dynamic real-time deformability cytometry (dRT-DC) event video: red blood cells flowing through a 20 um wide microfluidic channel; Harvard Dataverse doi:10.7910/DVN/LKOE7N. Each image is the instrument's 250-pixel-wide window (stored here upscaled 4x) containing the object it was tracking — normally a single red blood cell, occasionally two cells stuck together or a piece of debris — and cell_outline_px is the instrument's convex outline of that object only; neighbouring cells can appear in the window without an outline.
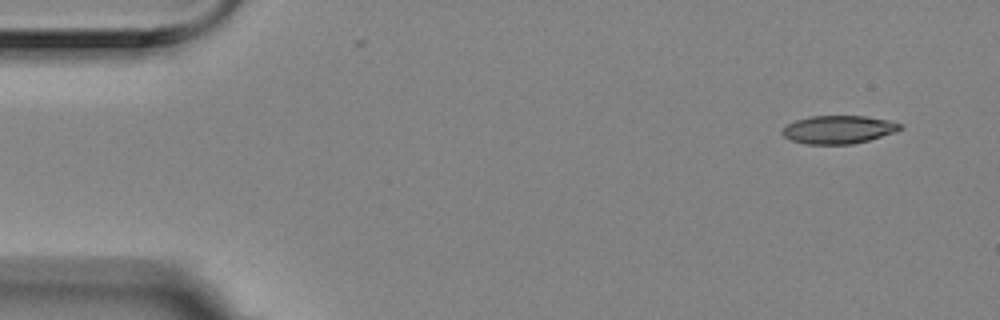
{"species": "Egyptian fruit bat (a non-hibernating species)", "species_latin": "Rousettus aegyptiacus", "temperature_condition": "room temperature", "stored_images_in_passage": 5, "camera_frame_rate_fps": 3000, "um_per_image_px": 0.085, "animal": {"sex": "female"}, "frame": {"image": 1, "passage_image": 1, "time_ms": 0.0, "image_size_px": [1000, 320], "cell_outline_px": [[904, 128], [896, 132], [868, 140], [852, 144], [804, 144], [792, 140], [784, 136], [780, 132], [788, 124], [796, 120], [808, 116], [864, 116], [888, 120], [904, 124]], "centroid_in_image_um": [71.3, 11.01], "position_along_channel_um": 13.7, "area_um2": 19.36}}
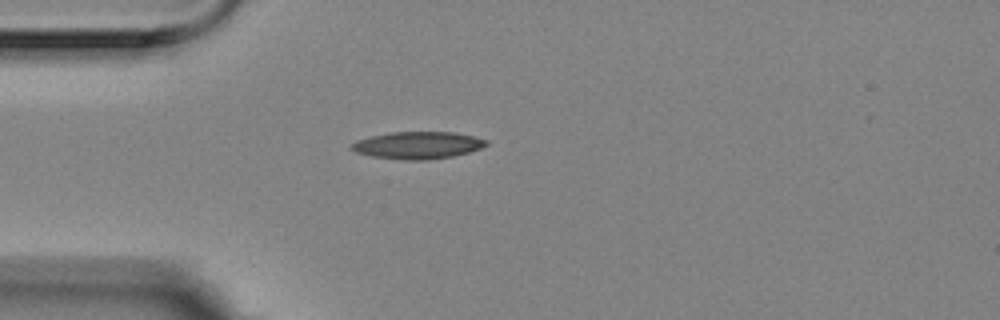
{"frame": {"image": 2, "passage_image": 4, "time_ms": 1.0, "image_size_px": [1000, 320], "cell_outline_px": [[488, 144], [480, 148], [468, 152], [452, 156], [428, 160], [404, 160], [372, 156], [356, 152], [348, 148], [356, 140], [372, 136], [392, 132], [456, 132], [488, 140]], "centroid_in_image_um": [35.5, 12.34], "position_along_channel_um": 49.5, "area_um2": 21.27}}